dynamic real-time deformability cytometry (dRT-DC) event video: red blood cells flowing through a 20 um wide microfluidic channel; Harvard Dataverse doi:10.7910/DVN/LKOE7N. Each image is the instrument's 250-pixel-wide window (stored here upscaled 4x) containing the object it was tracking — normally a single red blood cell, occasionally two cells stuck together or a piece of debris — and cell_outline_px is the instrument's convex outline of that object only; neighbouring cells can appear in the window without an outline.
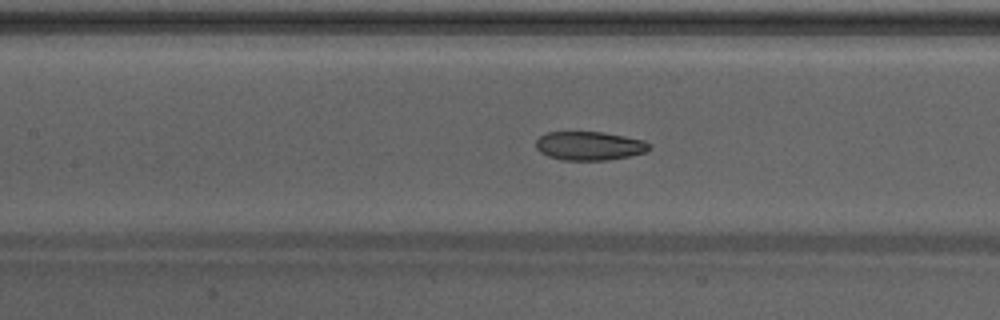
{"species": "Egyptian fruit bat (a non-hibernating species)", "species_latin": "Rousettus aegyptiacus", "temperature_condition": "warm", "stored_images_in_passage": 48, "camera_frame_rate_fps": 3000, "um_per_image_px": 0.085, "animal": {"sex": "male"}, "frame": {"image": 1, "passage_image": 22, "time_ms": 7.0, "image_size_px": [1000, 320], "cell_outline_px": [[652, 148], [644, 152], [628, 156], [608, 160], [560, 160], [548, 156], [540, 152], [536, 148], [536, 140], [540, 136], [548, 132], [604, 132], [644, 140], [652, 144]], "centroid_in_image_um": [50.11, 12.4], "position_along_channel_um": 157.3, "area_um2": 19.07}}
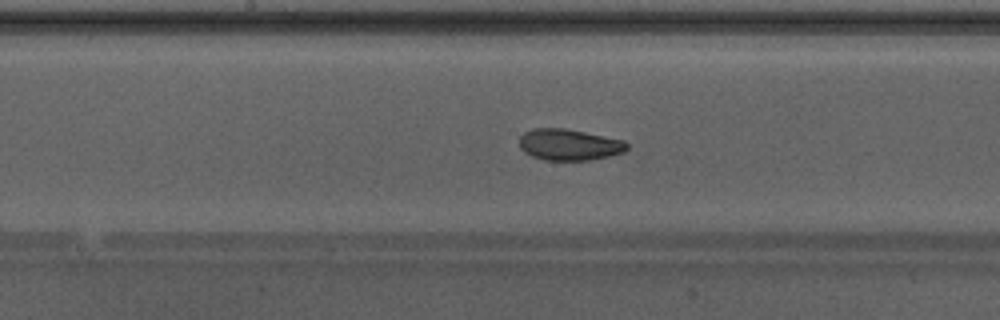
{"frame": {"image": 2, "passage_image": 25, "time_ms": 8.0, "image_size_px": [1000, 320], "cell_outline_px": [[628, 148], [624, 152], [608, 156], [588, 160], [544, 160], [532, 156], [524, 152], [520, 148], [520, 136], [524, 132], [532, 128], [564, 128], [624, 140], [628, 144]], "centroid_in_image_um": [48.36, 12.29], "position_along_channel_um": 199.8, "area_um2": 19.59}}
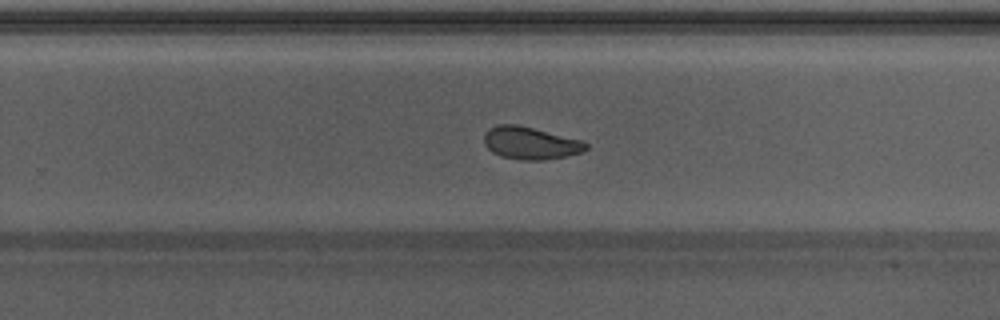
{"frame": {"image": 3, "passage_image": 31, "time_ms": 10.0, "image_size_px": [1000, 320], "cell_outline_px": [[588, 148], [580, 152], [564, 156], [544, 160], [520, 160], [500, 156], [492, 152], [484, 144], [484, 132], [488, 128], [496, 124], [516, 124], [580, 140], [588, 144]], "centroid_in_image_um": [45.01, 12.16], "position_along_channel_um": 284.8, "area_um2": 19.13}, "authors_computed_cell_mechanics": {"area_um2": 20.808, "velocity_mm_per_s": 4.2625, "shape_relaxation_time_tau1_ms": 6.4824, "shape_relaxation_time_tau2_ms": 1.367, "deformation_change_tau1": 0.1659, "deformation_change_tau2": 0.068}}